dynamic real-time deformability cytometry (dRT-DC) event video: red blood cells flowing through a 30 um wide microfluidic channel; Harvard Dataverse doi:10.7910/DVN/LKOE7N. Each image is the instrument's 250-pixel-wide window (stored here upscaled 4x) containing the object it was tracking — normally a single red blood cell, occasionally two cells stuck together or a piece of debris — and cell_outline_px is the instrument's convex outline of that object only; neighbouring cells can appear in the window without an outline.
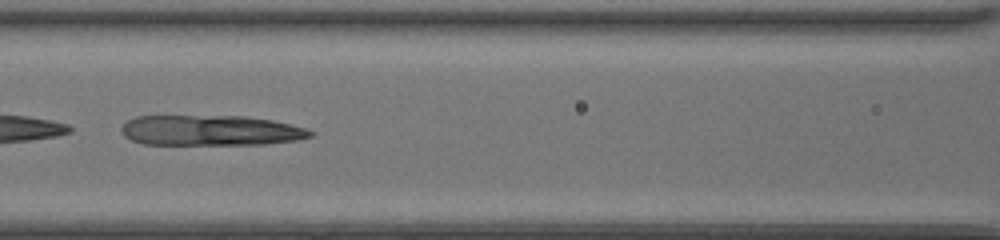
{"species": "common noctule bat (a hibernating species)", "species_latin": "Nyctalus noctula", "temperature_condition": "room temperature", "stored_images_in_passage": 29, "camera_frame_rate_fps": 3000, "um_per_image_px": 0.085, "animal": {"sex": "female", "body_mass_g": 20.0, "forearm_length_mm": 54.0}, "frame": {"image": 1, "passage_image": 27, "time_ms": 8.667, "image_size_px": [1000, 240], "cell_outline_px": [[316, 132], [312, 136], [296, 140], [264, 144], [144, 144], [132, 140], [124, 136], [120, 128], [128, 120], [136, 116], [248, 116], [272, 120], [304, 128]], "centroid_in_image_um": [17.9, 11.08], "position_along_channel_um": 148.7, "area_um2": 33.35}}